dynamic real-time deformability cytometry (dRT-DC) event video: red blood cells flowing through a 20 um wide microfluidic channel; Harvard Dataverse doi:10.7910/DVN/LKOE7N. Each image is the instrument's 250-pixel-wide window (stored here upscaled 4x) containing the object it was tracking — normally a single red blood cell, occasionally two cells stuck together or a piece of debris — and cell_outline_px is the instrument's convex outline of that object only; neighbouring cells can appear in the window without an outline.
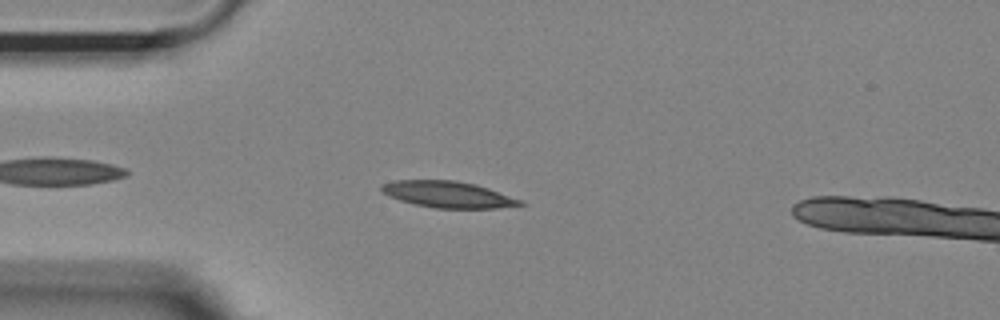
{"species": "Egyptian fruit bat (a non-hibernating species)", "species_latin": "Rousettus aegyptiacus", "temperature_condition": "room temperature", "stored_images_in_passage": 38, "camera_frame_rate_fps": 3000, "um_per_image_px": 0.085, "animal": {"sex": "female"}, "frame": {"image": 1, "passage_image": 6, "time_ms": 1.667, "image_size_px": [1000, 320], "cell_outline_px": [[528, 204], [496, 208], [436, 208], [416, 204], [400, 200], [388, 196], [380, 192], [380, 184], [396, 180], [456, 180], [476, 184], [488, 188], [520, 200]], "centroid_in_image_um": [38.03, 16.52], "position_along_channel_um": 47.0, "area_um2": 21.27}}
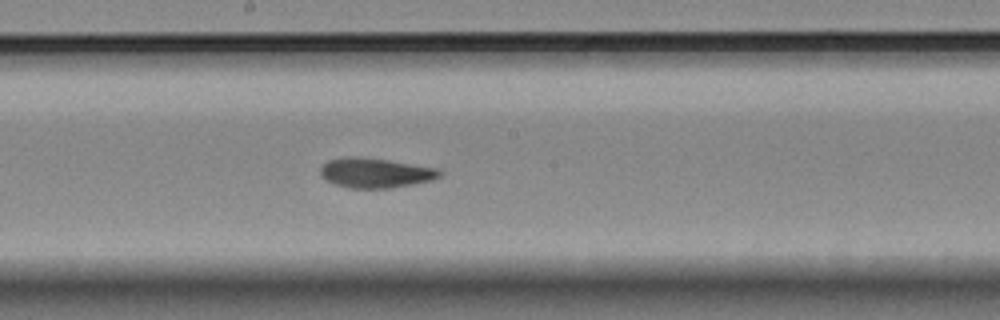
{"frame": {"image": 2, "passage_image": 21, "time_ms": 6.667, "image_size_px": [1000, 320], "cell_outline_px": [[444, 172], [440, 176], [432, 180], [392, 188], [348, 188], [324, 180], [320, 176], [320, 168], [328, 160], [340, 156], [360, 156], [388, 160], [436, 168]], "centroid_in_image_um": [31.86, 14.68], "position_along_channel_um": 216.3, "area_um2": 20.92}}
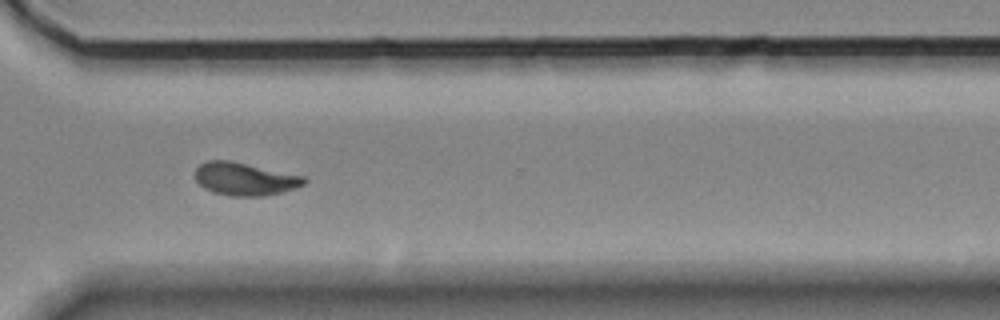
{"frame": {"image": 3, "passage_image": 32, "time_ms": 10.333, "image_size_px": [1000, 320], "cell_outline_px": [[308, 180], [304, 184], [280, 192], [260, 196], [228, 196], [212, 192], [204, 188], [196, 180], [196, 168], [200, 164], [208, 160], [228, 160], [304, 176]], "centroid_in_image_um": [20.77, 15.21], "position_along_channel_um": 349.8, "area_um2": 20.58}, "authors_computed_cell_mechanics": {"area_um2": 20.8369, "velocity_mm_per_s": 3.6455, "shape_relaxation_time_tau1_ms": 4.4657, "shape_relaxation_time_tau2_ms": 1.8449, "deformation_change_tau1": 0.1711, "deformation_change_tau2": 0.0835}}